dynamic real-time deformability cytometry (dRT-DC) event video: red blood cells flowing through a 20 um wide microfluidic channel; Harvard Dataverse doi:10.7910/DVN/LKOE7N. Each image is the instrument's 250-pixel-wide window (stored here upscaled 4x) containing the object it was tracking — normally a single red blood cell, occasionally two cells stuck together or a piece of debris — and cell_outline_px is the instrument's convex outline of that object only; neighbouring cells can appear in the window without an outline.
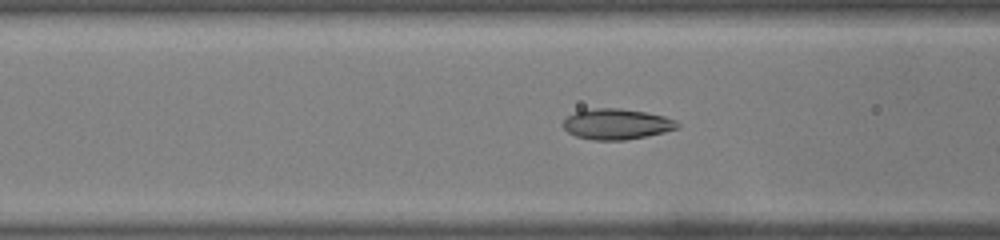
{"species": "common noctule bat (a hibernating species)", "species_latin": "Nyctalus noctula", "temperature_condition": "warm", "stored_images_in_passage": 32, "camera_frame_rate_fps": 3000, "um_per_image_px": 0.085, "animal": {"sex": "male", "body_mass_g": 19.0, "forearm_length_mm": 50.8}, "frame": {"image": 1, "passage_image": 5, "time_ms": 1.333, "image_size_px": [1000, 240], "cell_outline_px": [[680, 128], [664, 132], [624, 140], [592, 140], [576, 136], [568, 132], [564, 128], [564, 120], [568, 116], [576, 112], [596, 108], [620, 108], [644, 112], [664, 116], [676, 120], [680, 124]], "centroid_in_image_um": [52.44, 10.55], "position_along_channel_um": 114.2, "area_um2": 20.23}}
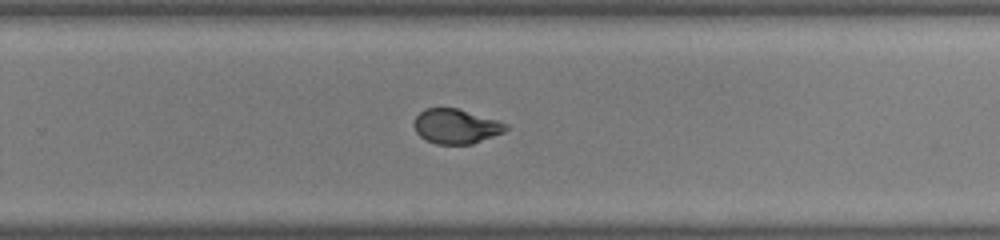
{"frame": {"image": 2, "passage_image": 18, "time_ms": 5.667, "image_size_px": [1000, 240], "cell_outline_px": [[508, 128], [504, 132], [472, 144], [436, 144], [424, 140], [416, 132], [416, 116], [424, 108], [456, 108], [496, 120], [508, 124]], "centroid_in_image_um": [38.76, 10.75], "position_along_channel_um": 291.0, "area_um2": 18.32}}
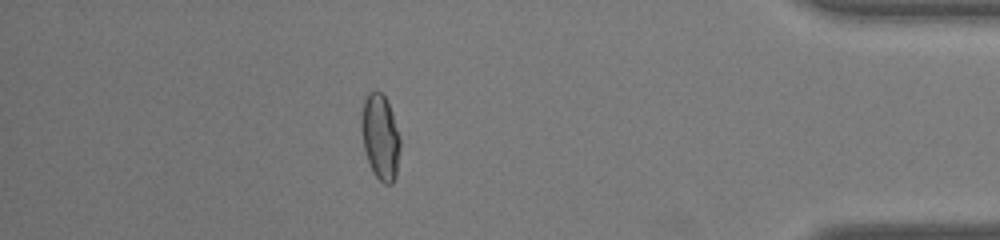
{"frame": {"image": 3, "passage_image": 29, "time_ms": 9.333, "image_size_px": [1000, 240], "cell_outline_px": [[400, 148], [396, 176], [392, 184], [384, 184], [372, 172], [364, 148], [360, 128], [360, 116], [364, 100], [368, 92], [380, 92], [384, 96], [392, 112], [400, 140]], "centroid_in_image_um": [32.31, 11.66], "position_along_channel_um": 402.9, "area_um2": 19.31}}